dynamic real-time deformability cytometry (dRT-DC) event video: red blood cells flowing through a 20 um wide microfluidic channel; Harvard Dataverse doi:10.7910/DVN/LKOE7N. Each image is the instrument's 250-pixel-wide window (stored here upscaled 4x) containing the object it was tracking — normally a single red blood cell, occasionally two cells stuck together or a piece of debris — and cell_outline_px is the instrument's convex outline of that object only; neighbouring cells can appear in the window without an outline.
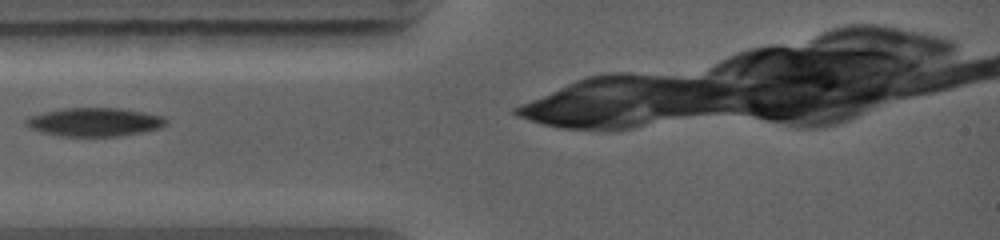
{"species": "common noctule bat (a hibernating species)", "species_latin": "Nyctalus noctula", "temperature_condition": "warm", "stored_images_in_passage": 2, "camera_frame_rate_fps": 5000, "um_per_image_px": 0.085, "animal": {"sex": "female", "body_mass_g": 19.0, "forearm_length_mm": 56.7}, "frame": {"image": 1, "passage_image": 1, "time_ms": 0.0, "image_size_px": [1000, 240], "cell_outline_px": [[168, 124], [160, 128], [144, 132], [120, 136], [60, 136], [44, 132], [32, 128], [24, 124], [24, 120], [28, 116], [44, 112], [64, 108], [120, 108], [144, 112], [160, 116], [168, 120]], "centroid_in_image_um": [8.05, 10.37], "position_along_channel_um": 76.9, "area_um2": 23.29}}
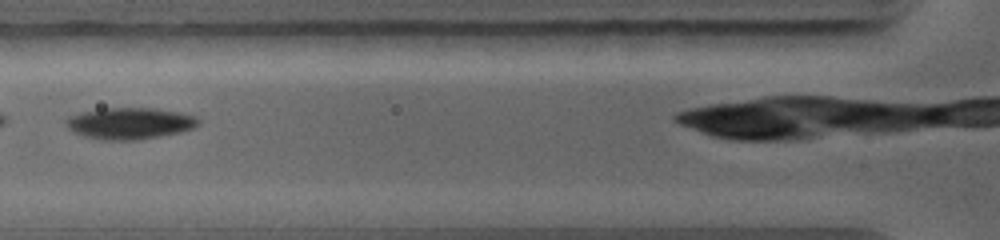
{"frame": {"image": 2, "passage_image": 2, "time_ms": 0.8, "image_size_px": [1000, 240], "cell_outline_px": [[200, 124], [192, 128], [180, 132], [160, 136], [136, 140], [100, 140], [84, 136], [68, 128], [64, 120], [72, 116], [84, 112], [104, 108], [152, 108], [180, 112], [192, 116], [200, 120]], "centroid_in_image_um": [11.04, 10.49], "position_along_channel_um": 114.8, "area_um2": 24.04}}